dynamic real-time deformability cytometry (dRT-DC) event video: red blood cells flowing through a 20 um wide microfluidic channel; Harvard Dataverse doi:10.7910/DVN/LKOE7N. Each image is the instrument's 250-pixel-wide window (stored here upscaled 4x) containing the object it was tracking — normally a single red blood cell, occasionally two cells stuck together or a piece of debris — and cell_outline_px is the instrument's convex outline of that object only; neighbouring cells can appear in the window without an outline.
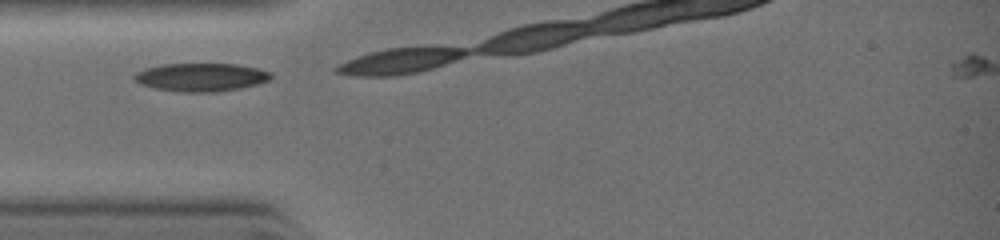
{"species": "common noctule bat (a hibernating species)", "species_latin": "Nyctalus noctula", "temperature_condition": "warm", "stored_images_in_passage": 2, "camera_frame_rate_fps": 3000, "um_per_image_px": 0.085, "animal": {"sex": "female", "body_mass_g": 19.0, "forearm_length_mm": 51.5}, "frame": {"image": 1, "passage_image": 1, "time_ms": 0.0, "image_size_px": [1000, 240], "cell_outline_px": [[272, 76], [268, 80], [256, 84], [240, 88], [212, 92], [184, 92], [152, 88], [140, 84], [132, 76], [136, 72], [144, 68], [164, 64], [236, 64], [256, 68], [272, 72]], "centroid_in_image_um": [17.05, 6.56], "position_along_channel_um": 67.9, "area_um2": 22.37}}